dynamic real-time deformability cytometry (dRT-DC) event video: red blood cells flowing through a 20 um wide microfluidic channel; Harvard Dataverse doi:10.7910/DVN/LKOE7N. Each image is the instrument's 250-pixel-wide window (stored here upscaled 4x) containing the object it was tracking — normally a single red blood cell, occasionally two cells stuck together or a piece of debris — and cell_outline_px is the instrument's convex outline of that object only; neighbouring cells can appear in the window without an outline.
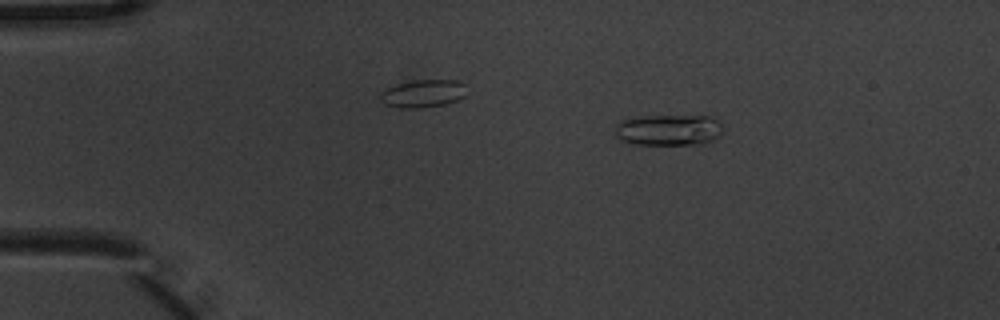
{"species": "common noctule bat (a hibernating species)", "species_latin": "Nyctalus noctula", "temperature_condition": "warm", "stored_images_in_passage": 3, "camera_frame_rate_fps": 3000, "um_per_image_px": 0.085, "animal": {"sex": "male", "body_mass_g": 20.1, "forearm_length_mm": 53.5}, "frame": {"image": 1, "passage_image": 1, "time_ms": 0.0, "image_size_px": [1000, 320], "cell_outline_px": [[720, 136], [704, 144], [636, 144], [624, 140], [616, 136], [616, 124], [620, 120], [648, 116], [712, 116], [720, 124]], "centroid_in_image_um": [56.85, 11.04], "position_along_channel_um": 28.2, "area_um2": 19.25}}